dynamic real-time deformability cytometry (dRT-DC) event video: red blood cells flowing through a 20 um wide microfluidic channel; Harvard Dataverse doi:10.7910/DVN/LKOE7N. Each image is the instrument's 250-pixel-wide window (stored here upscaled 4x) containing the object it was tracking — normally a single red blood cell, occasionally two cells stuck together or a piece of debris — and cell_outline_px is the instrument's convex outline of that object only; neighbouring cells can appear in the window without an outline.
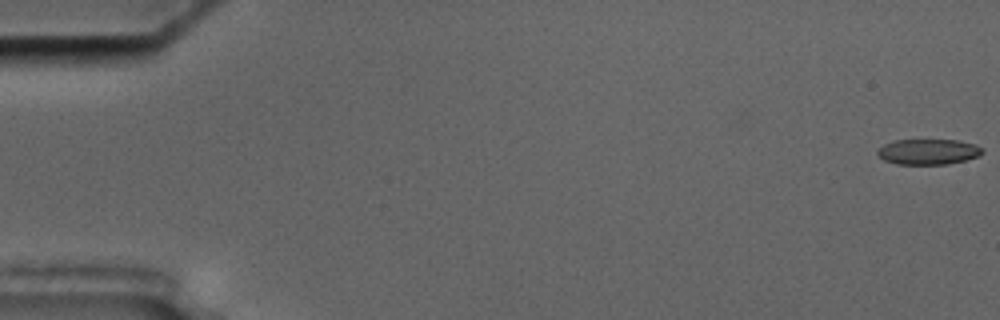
{"species": "common noctule bat (a hibernating species)", "species_latin": "Nyctalus noctula", "temperature_condition": "cold", "stored_images_in_passage": 58, "camera_frame_rate_fps": 3000, "um_per_image_px": 0.085, "animal": {"sex": "male", "body_mass_g": 17.5, "forearm_length_mm": 52.3}, "frame": {"image": 1, "passage_image": 1, "time_ms": 0.0, "image_size_px": [1000, 320], "cell_outline_px": [[984, 152], [980, 156], [948, 164], [896, 164], [884, 160], [876, 152], [884, 144], [896, 140], [960, 140], [976, 144], [984, 148]], "centroid_in_image_um": [78.96, 12.89], "position_along_channel_um": 6.0, "area_um2": 15.66}}
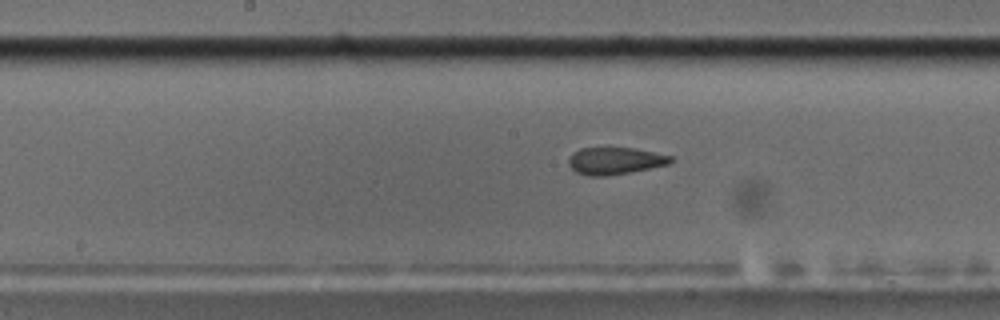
{"frame": {"image": 2, "passage_image": 30, "time_ms": 9.667, "image_size_px": [1000, 320], "cell_outline_px": [[672, 160], [668, 164], [628, 172], [604, 176], [588, 176], [576, 172], [568, 164], [568, 160], [572, 152], [580, 148], [636, 148], [672, 156]], "centroid_in_image_um": [52.23, 13.66], "position_along_channel_um": 196.0, "area_um2": 15.95}}
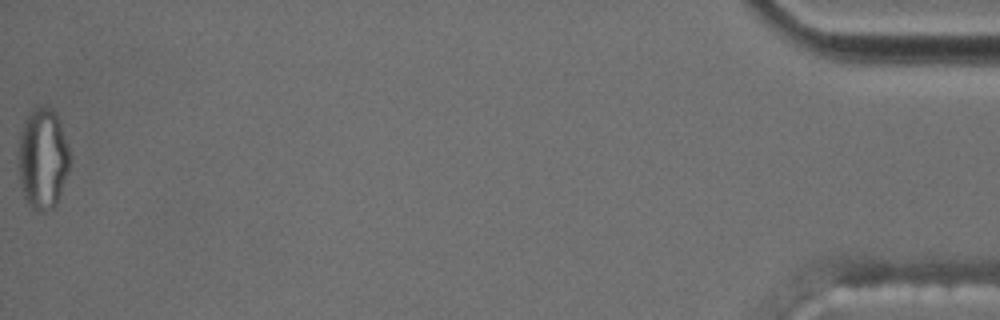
{"frame": {"image": 3, "passage_image": 58, "time_ms": 19.0, "image_size_px": [1000, 320], "cell_outline_px": [[68, 172], [56, 204], [52, 208], [44, 212], [36, 212], [28, 204], [24, 196], [20, 180], [20, 132], [32, 108], [52, 108], [56, 112], [68, 148]], "centroid_in_image_um": [3.64, 13.52], "position_along_channel_um": 431.6, "area_um2": 29.42}, "authors_computed_cell_mechanics": {"area_um2": 17.0221, "velocity_mm_per_s": 3.5605, "shape_relaxation_time_tau1_ms": null, "shape_relaxation_time_tau2_ms": 1.975, "deformation_change_tau1": null, "deformation_change_tau2": 0.09}}